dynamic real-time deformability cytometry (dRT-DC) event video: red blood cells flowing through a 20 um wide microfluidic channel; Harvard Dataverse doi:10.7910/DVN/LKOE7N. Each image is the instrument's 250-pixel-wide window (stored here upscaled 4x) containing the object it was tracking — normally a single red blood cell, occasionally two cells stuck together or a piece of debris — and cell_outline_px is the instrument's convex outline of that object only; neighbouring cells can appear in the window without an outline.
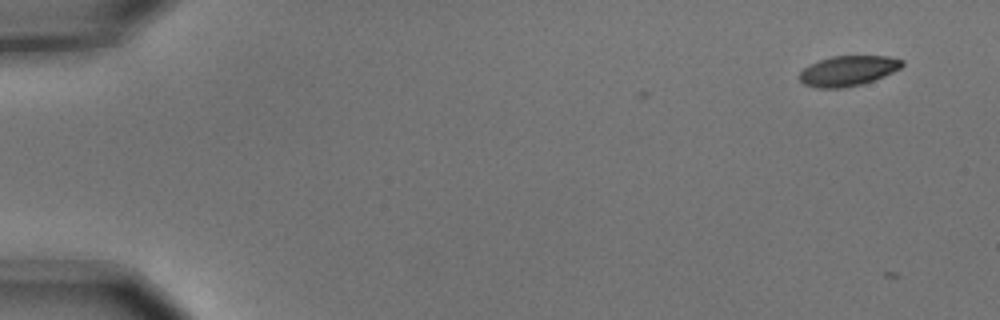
{"species": "common noctule bat (a hibernating species)", "species_latin": "Nyctalus noctula", "temperature_condition": "cold", "stored_images_in_passage": 3, "camera_frame_rate_fps": 3000, "um_per_image_px": 0.085, "animal": {"sex": "male", "body_mass_g": 15.6}, "frame": {"image": 1, "passage_image": 1, "time_ms": 0.0, "image_size_px": [1000, 320], "cell_outline_px": [[904, 64], [900, 68], [884, 76], [864, 84], [840, 88], [816, 88], [804, 84], [796, 76], [808, 64], [832, 56], [888, 56], [904, 60]], "centroid_in_image_um": [72.06, 6.02], "position_along_channel_um": 12.9, "area_um2": 18.21}}